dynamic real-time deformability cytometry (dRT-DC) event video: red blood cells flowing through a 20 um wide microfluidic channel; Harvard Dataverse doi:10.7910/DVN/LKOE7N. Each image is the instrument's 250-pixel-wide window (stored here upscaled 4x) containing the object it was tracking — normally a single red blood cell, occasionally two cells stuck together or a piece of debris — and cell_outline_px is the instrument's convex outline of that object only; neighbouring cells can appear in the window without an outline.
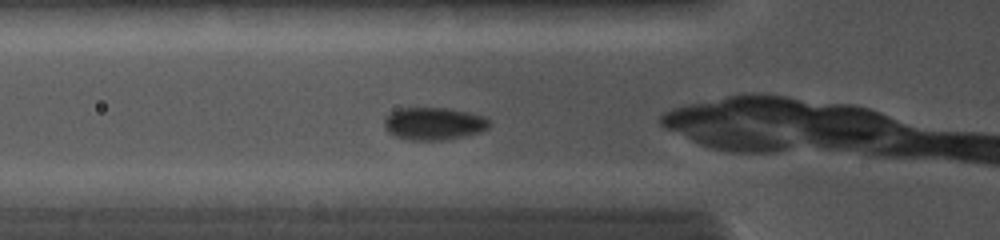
{"species": "common noctule bat (a hibernating species)", "species_latin": "Nyctalus noctula", "temperature_condition": "cold", "stored_images_in_passage": 6, "camera_frame_rate_fps": 5000, "um_per_image_px": 0.085, "animal": {"sex": "female", "body_mass_g": 19.0, "forearm_length_mm": 56.7}, "frame": {"image": 1, "passage_image": 2, "time_ms": 0.4, "image_size_px": [1000, 240], "cell_outline_px": [[492, 124], [488, 128], [480, 132], [464, 136], [440, 140], [408, 140], [392, 136], [384, 128], [384, 120], [392, 112], [400, 108], [448, 108], [468, 112], [484, 116]], "centroid_in_image_um": [36.87, 10.52], "position_along_channel_um": 88.9, "area_um2": 20.0}}
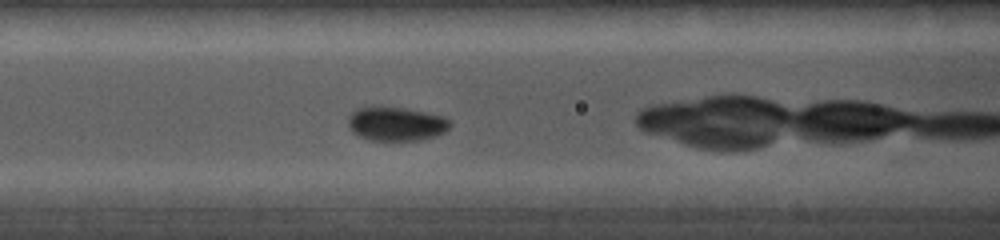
{"frame": {"image": 2, "passage_image": 5, "time_ms": 1.4, "image_size_px": [1000, 240], "cell_outline_px": [[452, 124], [444, 132], [436, 136], [420, 140], [368, 140], [356, 136], [348, 128], [348, 116], [356, 108], [376, 104], [404, 108], [444, 116], [452, 120]], "centroid_in_image_um": [33.63, 10.5], "position_along_channel_um": 133.0, "area_um2": 20.87}}